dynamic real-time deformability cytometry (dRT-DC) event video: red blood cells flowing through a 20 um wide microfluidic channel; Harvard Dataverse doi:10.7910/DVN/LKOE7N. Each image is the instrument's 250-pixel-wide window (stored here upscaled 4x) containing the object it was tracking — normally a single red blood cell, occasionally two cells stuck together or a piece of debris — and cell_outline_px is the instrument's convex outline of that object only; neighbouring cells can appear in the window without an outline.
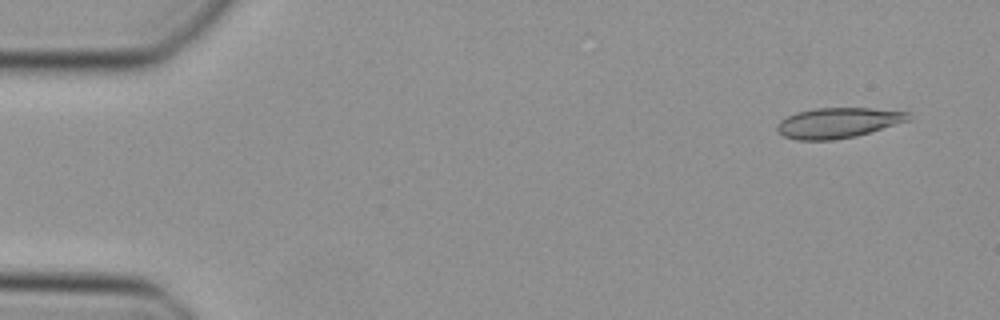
{"species": "Egyptian fruit bat (a non-hibernating species)", "species_latin": "Rousettus aegyptiacus", "temperature_condition": "cold", "stored_images_in_passage": 46, "camera_frame_rate_fps": 3000, "um_per_image_px": 0.085, "animal": {"sex": "female"}, "frame": {"image": 1, "passage_image": 3, "time_ms": 0.667, "image_size_px": [1000, 320], "cell_outline_px": [[912, 116], [908, 120], [856, 136], [832, 140], [796, 140], [784, 136], [776, 128], [776, 124], [780, 120], [796, 112], [816, 108], [872, 108], [912, 112]], "centroid_in_image_um": [71.22, 10.43], "position_along_channel_um": 13.8, "area_um2": 23.12}}
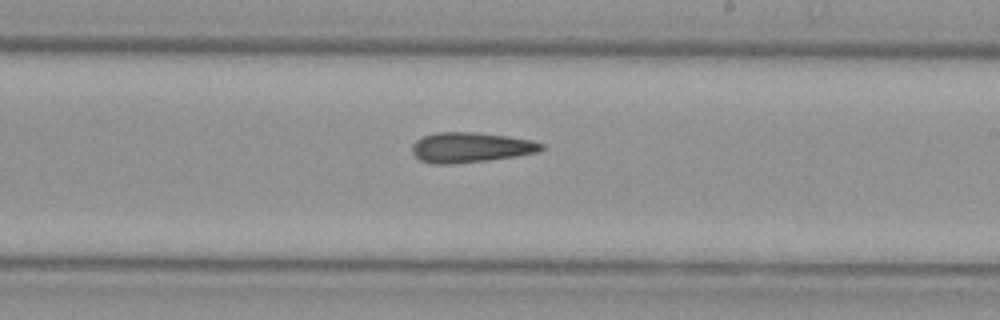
{"frame": {"image": 2, "passage_image": 28, "time_ms": 9.0, "image_size_px": [1000, 320], "cell_outline_px": [[544, 148], [540, 152], [516, 156], [488, 160], [452, 164], [432, 164], [420, 160], [412, 152], [412, 144], [416, 140], [424, 136], [436, 132], [476, 132], [532, 140], [544, 144]], "centroid_in_image_um": [40.0, 12.53], "position_along_channel_um": 249.0, "area_um2": 22.72}}
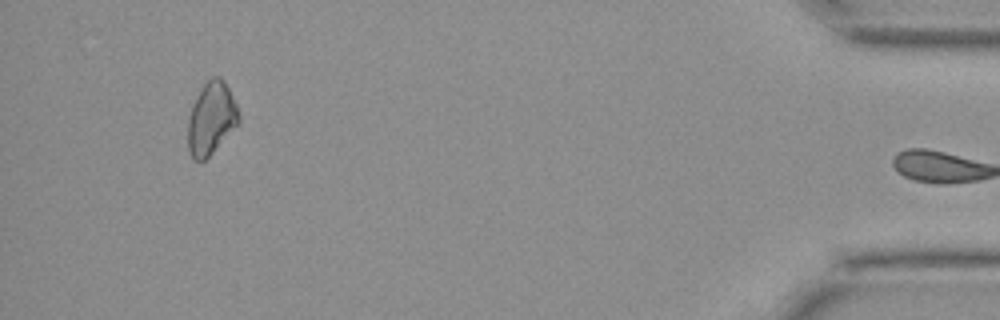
{"frame": {"image": 3, "passage_image": 45, "time_ms": 14.667, "image_size_px": [1000, 320], "cell_outline_px": [[240, 124], [200, 164], [192, 160], [188, 148], [188, 116], [192, 104], [196, 96], [204, 84], [212, 76], [220, 76], [224, 80], [236, 104], [240, 116]], "centroid_in_image_um": [17.95, 10.09], "position_along_channel_um": 417.2, "area_um2": 21.73}}